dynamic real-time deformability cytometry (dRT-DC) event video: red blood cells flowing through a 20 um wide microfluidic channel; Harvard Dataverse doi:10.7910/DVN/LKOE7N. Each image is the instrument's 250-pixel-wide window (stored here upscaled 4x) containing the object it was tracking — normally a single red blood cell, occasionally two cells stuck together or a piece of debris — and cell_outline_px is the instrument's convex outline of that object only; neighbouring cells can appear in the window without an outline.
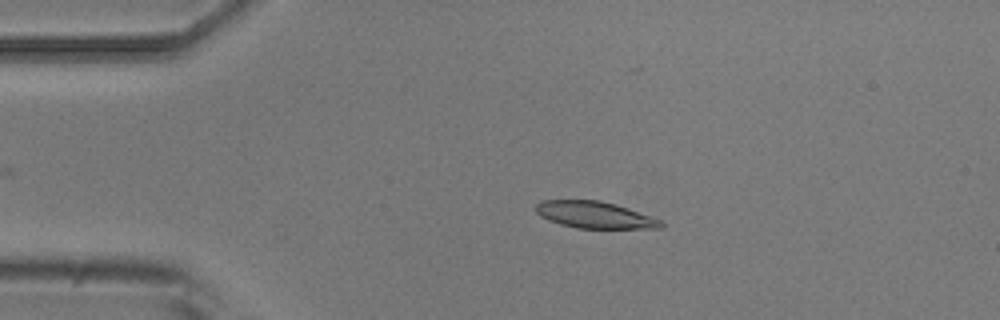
{"species": "common noctule bat (a hibernating species)", "species_latin": "Nyctalus noctula", "temperature_condition": "room temperature", "stored_images_in_passage": 3, "camera_frame_rate_fps": 3000, "um_per_image_px": 0.085, "animal": {"sex": "male", "body_mass_g": 20.5, "forearm_length_mm": 52.5}, "frame": {"image": 1, "passage_image": 2, "time_ms": 1.0, "image_size_px": [1000, 320], "cell_outline_px": [[664, 228], [576, 228], [560, 224], [548, 220], [540, 216], [536, 212], [536, 204], [540, 200], [600, 200], [616, 204], [660, 220], [664, 224]], "centroid_in_image_um": [50.51, 18.26], "position_along_channel_um": 34.5, "area_um2": 19.42}}